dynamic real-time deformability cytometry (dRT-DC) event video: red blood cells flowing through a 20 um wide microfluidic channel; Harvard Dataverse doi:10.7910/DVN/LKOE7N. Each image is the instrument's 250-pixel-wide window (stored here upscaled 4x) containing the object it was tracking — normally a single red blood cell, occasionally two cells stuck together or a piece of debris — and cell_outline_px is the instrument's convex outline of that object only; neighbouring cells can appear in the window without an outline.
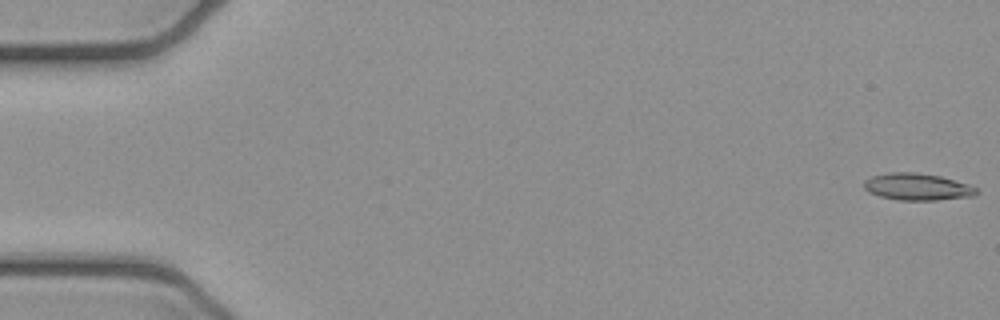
{"species": "common noctule bat (a hibernating species)", "species_latin": "Nyctalus noctula", "temperature_condition": "cold", "stored_images_in_passage": 4, "camera_frame_rate_fps": 3000, "um_per_image_px": 0.085, "animal": {"sex": "female", "body_mass_g": 21.9}, "frame": {"image": 1, "passage_image": 1, "time_ms": 0.0, "image_size_px": [1000, 320], "cell_outline_px": [[980, 192], [976, 196], [936, 200], [900, 200], [880, 196], [868, 192], [864, 188], [864, 180], [872, 176], [888, 172], [916, 172], [940, 176], [968, 184], [976, 188]], "centroid_in_image_um": [77.98, 15.88], "position_along_channel_um": 7.0, "area_um2": 17.74}}
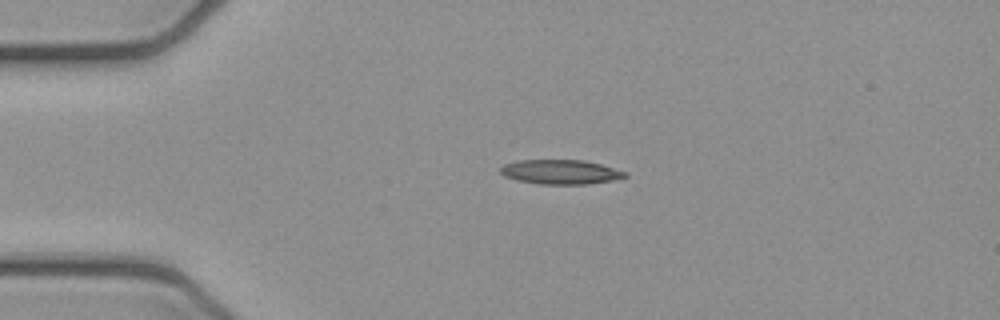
{"frame": {"image": 2, "passage_image": 4, "time_ms": 1.0, "image_size_px": [1000, 320], "cell_outline_px": [[628, 176], [612, 180], [588, 184], [540, 184], [516, 180], [504, 176], [500, 172], [500, 168], [504, 164], [516, 160], [584, 160], [600, 164], [628, 172]], "centroid_in_image_um": [47.63, 14.61], "position_along_channel_um": 37.4, "area_um2": 17.8}}